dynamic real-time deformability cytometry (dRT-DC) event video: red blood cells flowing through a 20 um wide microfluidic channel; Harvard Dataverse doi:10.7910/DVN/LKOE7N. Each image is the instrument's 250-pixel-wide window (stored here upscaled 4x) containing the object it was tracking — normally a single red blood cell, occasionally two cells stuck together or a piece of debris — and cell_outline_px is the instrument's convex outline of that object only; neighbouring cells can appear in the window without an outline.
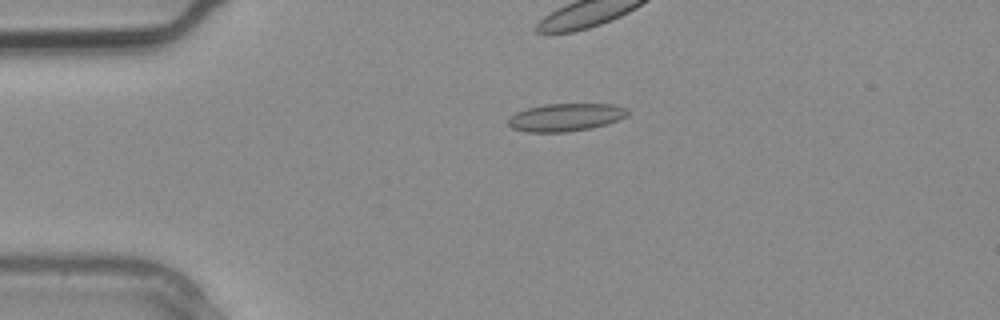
{"species": "common noctule bat (a hibernating species)", "species_latin": "Nyctalus noctula", "temperature_condition": "warm", "stored_images_in_passage": 3, "camera_frame_rate_fps": 3000, "um_per_image_px": 0.085, "animal": {"sex": "male", "body_mass_g": 20.4}, "frame": {"image": 1, "passage_image": 3, "time_ms": 0.667, "image_size_px": [1000, 320], "cell_outline_px": [[628, 116], [608, 124], [592, 128], [564, 132], [528, 132], [512, 128], [508, 124], [508, 120], [516, 112], [528, 108], [544, 104], [612, 104], [624, 108], [628, 112]], "centroid_in_image_um": [48.09, 9.97], "position_along_channel_um": 36.9, "area_um2": 19.25}}